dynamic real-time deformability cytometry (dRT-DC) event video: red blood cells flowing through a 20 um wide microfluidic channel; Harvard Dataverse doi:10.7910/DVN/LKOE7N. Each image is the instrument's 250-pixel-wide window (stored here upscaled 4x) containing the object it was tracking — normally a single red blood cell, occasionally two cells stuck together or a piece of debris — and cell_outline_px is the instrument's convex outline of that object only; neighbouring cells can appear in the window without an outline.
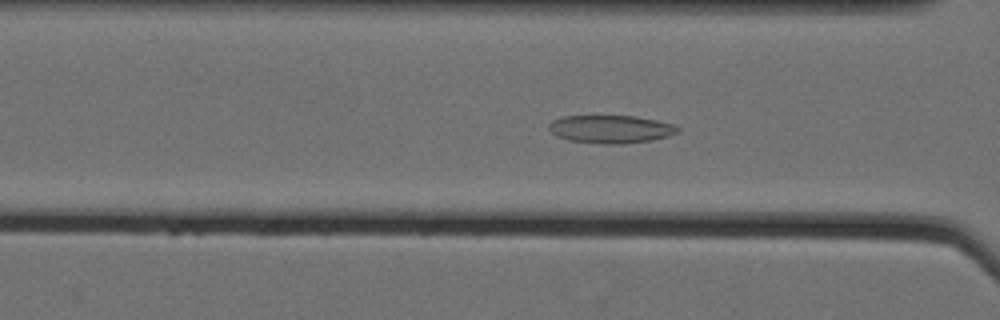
{"species": "Egyptian fruit bat (a non-hibernating species)", "species_latin": "Rousettus aegyptiacus", "temperature_condition": "cold", "stored_images_in_passage": 64, "camera_frame_rate_fps": 3000, "um_per_image_px": 0.085, "animal": {"sex": "female"}, "frame": {"image": 1, "passage_image": 30, "time_ms": 9.667, "image_size_px": [1000, 320], "cell_outline_px": [[680, 132], [668, 136], [652, 140], [624, 144], [604, 144], [568, 140], [556, 136], [548, 128], [548, 124], [552, 120], [564, 116], [636, 116], [656, 120], [672, 124], [680, 128]], "centroid_in_image_um": [51.91, 10.98], "position_along_channel_um": 114.7, "area_um2": 21.1}}
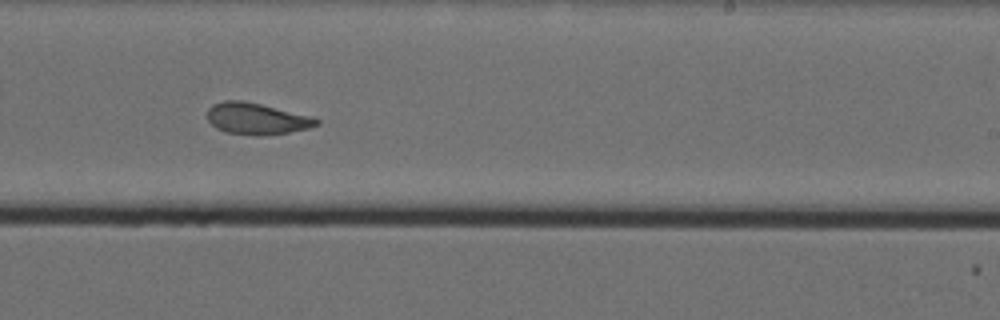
{"frame": {"image": 2, "passage_image": 43, "time_ms": 14.0, "image_size_px": [1000, 320], "cell_outline_px": [[320, 124], [308, 128], [288, 132], [256, 136], [224, 132], [216, 128], [208, 120], [208, 108], [212, 104], [224, 100], [240, 100], [260, 104], [312, 116], [320, 120]], "centroid_in_image_um": [21.8, 10.09], "position_along_channel_um": 267.2, "area_um2": 20.0}}
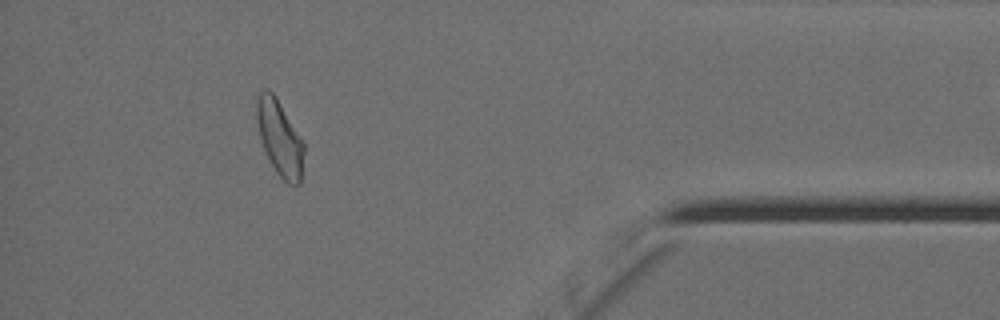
{"frame": {"image": 3, "passage_image": 58, "time_ms": 19.0, "image_size_px": [1000, 320], "cell_outline_px": [[304, 152], [300, 184], [288, 184], [276, 172], [260, 140], [256, 120], [256, 100], [260, 92], [264, 88], [268, 88], [276, 96], [304, 140]], "centroid_in_image_um": [23.78, 11.68], "position_along_channel_um": 411.4, "area_um2": 20.92}, "authors_computed_cell_mechanics": {"area_um2": 22.1085, "velocity_mm_per_s": 3.522, "shape_relaxation_time_tau1_ms": 8.3847, "shape_relaxation_time_tau2_ms": 2.3411, "deformation_change_tau1": 0.1568, "deformation_change_tau2": 0.0878}}